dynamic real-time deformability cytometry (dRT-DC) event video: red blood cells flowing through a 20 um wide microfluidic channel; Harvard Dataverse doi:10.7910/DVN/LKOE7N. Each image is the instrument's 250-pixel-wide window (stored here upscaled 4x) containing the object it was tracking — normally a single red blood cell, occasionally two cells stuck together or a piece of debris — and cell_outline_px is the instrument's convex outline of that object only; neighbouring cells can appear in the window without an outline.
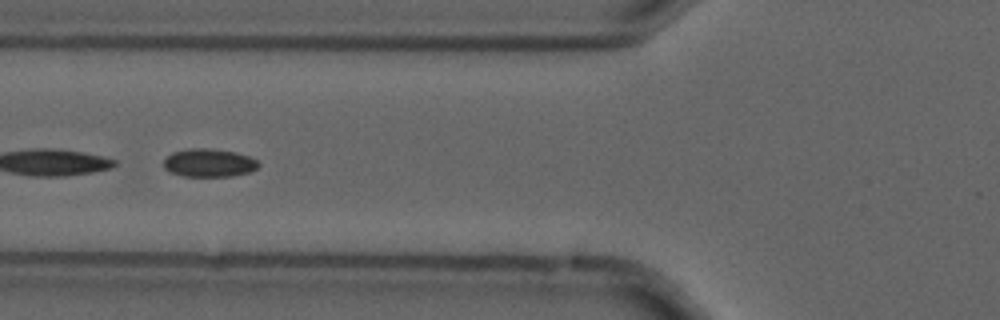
{"species": "common noctule bat (a hibernating species)", "species_latin": "Nyctalus noctula", "temperature_condition": "cold", "stored_images_in_passage": 29, "camera_frame_rate_fps": 3000, "um_per_image_px": 0.085, "animal": {"sex": "male", "forearm_length_mm": 52.5}, "frame": {"image": 1, "passage_image": 21, "time_ms": 6.667, "image_size_px": [1000, 320], "cell_outline_px": [[260, 164], [256, 168], [248, 172], [232, 176], [184, 176], [168, 172], [164, 168], [164, 160], [172, 152], [188, 148], [212, 148], [236, 152], [248, 156], [256, 160]], "centroid_in_image_um": [17.74, 13.83], "position_along_channel_um": 108.1, "area_um2": 15.61}}